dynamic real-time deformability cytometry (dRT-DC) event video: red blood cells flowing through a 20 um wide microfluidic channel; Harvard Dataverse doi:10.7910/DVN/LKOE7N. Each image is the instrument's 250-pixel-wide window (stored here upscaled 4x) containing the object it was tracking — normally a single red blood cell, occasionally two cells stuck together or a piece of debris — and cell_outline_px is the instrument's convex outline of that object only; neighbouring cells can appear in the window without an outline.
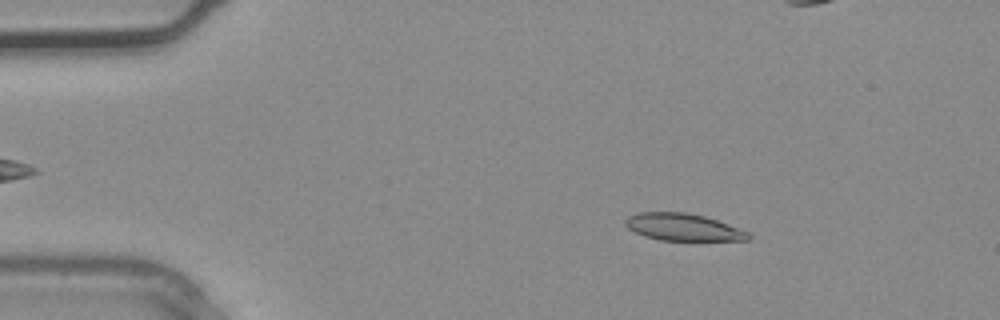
{"species": "common noctule bat (a hibernating species)", "species_latin": "Nyctalus noctula", "temperature_condition": "warm", "stored_images_in_passage": 5, "camera_frame_rate_fps": 3000, "um_per_image_px": 0.085, "animal": {"sex": "male", "body_mass_g": 20.4}, "frame": {"image": 1, "passage_image": 3, "time_ms": 0.667, "image_size_px": [1000, 320], "cell_outline_px": [[752, 236], [748, 240], [660, 240], [644, 236], [628, 228], [624, 224], [624, 220], [628, 216], [640, 212], [684, 212], [704, 216], [716, 220], [748, 232]], "centroid_in_image_um": [58.02, 19.3], "position_along_channel_um": 27.0, "area_um2": 19.25}}